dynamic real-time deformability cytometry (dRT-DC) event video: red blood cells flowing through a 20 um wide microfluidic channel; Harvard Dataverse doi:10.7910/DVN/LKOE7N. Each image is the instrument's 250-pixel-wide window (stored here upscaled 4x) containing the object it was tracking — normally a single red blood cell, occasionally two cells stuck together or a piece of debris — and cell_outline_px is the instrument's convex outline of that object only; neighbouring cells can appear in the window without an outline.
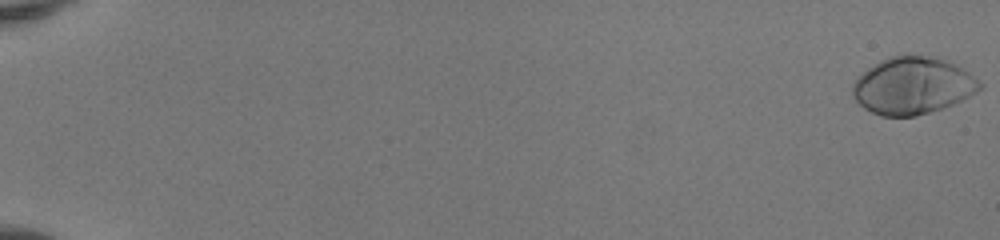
{"species": "human", "species_latin": "Homo sapiens", "temperature_condition": "room temperature", "stored_images_in_passage": 43, "camera_frame_rate_fps": 3000, "um_per_image_px": 0.085, "donor": {"sex": "female"}, "frame": {"image": 1, "passage_image": 1, "time_ms": 0.0, "image_size_px": [1000, 240], "cell_outline_px": [[984, 88], [944, 108], [916, 116], [880, 116], [864, 108], [856, 100], [852, 92], [852, 84], [868, 68], [880, 60], [888, 56], [924, 56], [944, 60], [956, 64], [980, 80], [984, 84]], "centroid_in_image_um": [77.59, 7.3], "position_along_channel_um": 7.4, "area_um2": 42.02}}
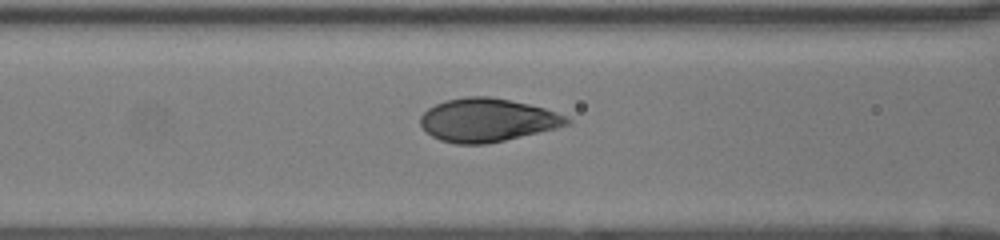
{"frame": {"image": 2, "passage_image": 25, "time_ms": 8.0, "image_size_px": [1000, 240], "cell_outline_px": [[572, 124], [556, 128], [504, 140], [484, 144], [456, 144], [440, 140], [432, 136], [420, 124], [420, 116], [428, 108], [444, 100], [468, 96], [488, 96], [528, 104], [544, 108], [564, 116], [572, 120]], "centroid_in_image_um": [41.4, 10.2], "position_along_channel_um": 125.2, "area_um2": 36.7}}
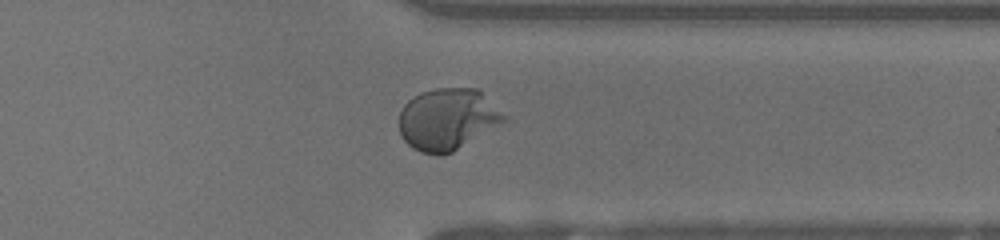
{"frame": {"image": 3, "passage_image": 43, "time_ms": 14.0, "image_size_px": [1000, 240], "cell_outline_px": [[508, 120], [452, 152], [440, 156], [436, 156], [420, 152], [412, 148], [404, 140], [400, 132], [400, 112], [404, 104], [412, 96], [420, 92], [436, 88], [480, 88]], "centroid_in_image_um": [38.03, 10.13], "position_along_channel_um": 373.4, "area_um2": 37.86}, "authors_computed_cell_mechanics": {"area_um2": 37.8012, "velocity_mm_per_s": 4.1354, "shape_relaxation_time_tau1_ms": 3.3078, "shape_relaxation_time_tau2_ms": null, "deformation_change_tau1": 0.2091, "deformation_change_tau2": null}}